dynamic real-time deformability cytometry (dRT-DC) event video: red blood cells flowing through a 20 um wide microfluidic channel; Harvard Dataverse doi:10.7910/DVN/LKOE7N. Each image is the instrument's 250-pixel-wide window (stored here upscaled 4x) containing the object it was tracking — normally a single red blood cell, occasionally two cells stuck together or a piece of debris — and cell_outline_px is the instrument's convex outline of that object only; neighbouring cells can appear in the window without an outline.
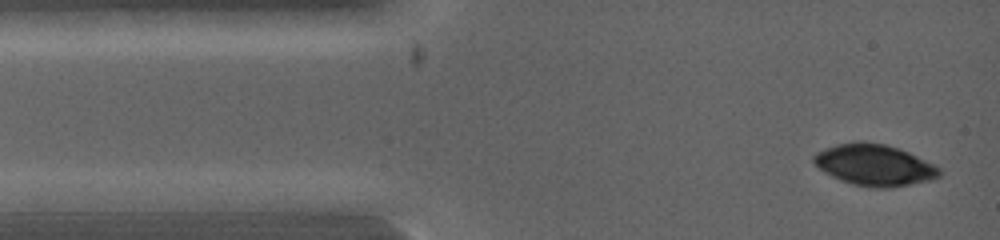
{"species": "common noctule bat (a hibernating species)", "species_latin": "Nyctalus noctula", "temperature_condition": "warm", "stored_images_in_passage": 7, "camera_frame_rate_fps": 5000, "um_per_image_px": 0.085, "animal": {"sex": "female", "body_mass_g": 19.0, "forearm_length_mm": 53.3}, "frame": {"image": 1, "passage_image": 1, "time_ms": 0.0, "image_size_px": [1000, 240], "cell_outline_px": [[940, 176], [932, 180], [892, 188], [868, 188], [852, 184], [840, 180], [824, 172], [812, 160], [812, 156], [816, 152], [824, 148], [836, 144], [860, 140], [884, 144], [908, 152], [940, 168]], "centroid_in_image_um": [74.29, 14.03], "position_along_channel_um": 10.7, "area_um2": 30.4}}